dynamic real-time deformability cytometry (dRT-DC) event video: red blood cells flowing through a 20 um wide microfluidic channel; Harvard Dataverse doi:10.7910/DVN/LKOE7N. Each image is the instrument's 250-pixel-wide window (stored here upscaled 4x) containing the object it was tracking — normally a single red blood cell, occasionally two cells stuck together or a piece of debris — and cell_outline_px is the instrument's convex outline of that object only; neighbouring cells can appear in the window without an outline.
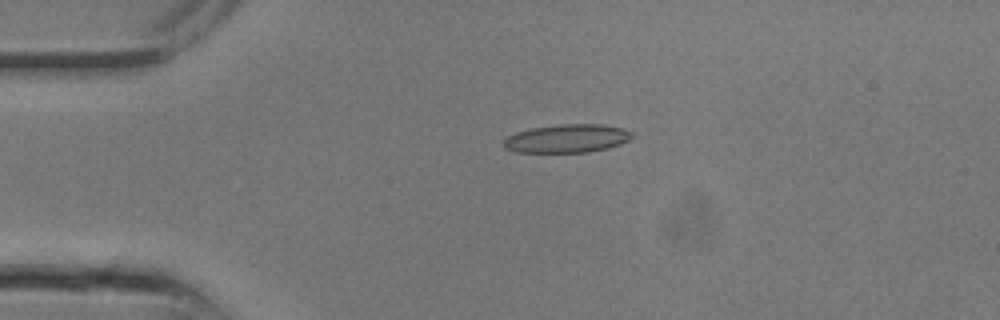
{"species": "common noctule bat (a hibernating species)", "species_latin": "Nyctalus noctula", "temperature_condition": "room temperature", "stored_images_in_passage": 25, "camera_frame_rate_fps": 3000, "um_per_image_px": 0.085, "animal": {"sex": "male", "body_mass_g": 13.3}, "frame": {"image": 1, "passage_image": 6, "time_ms": 1.667, "image_size_px": [1000, 320], "cell_outline_px": [[632, 136], [628, 140], [620, 144], [608, 148], [588, 152], [516, 152], [504, 148], [504, 140], [508, 136], [516, 132], [532, 128], [560, 124], [600, 124], [624, 128], [632, 132]], "centroid_in_image_um": [48.2, 11.77], "position_along_channel_um": 36.8, "area_um2": 21.15}}
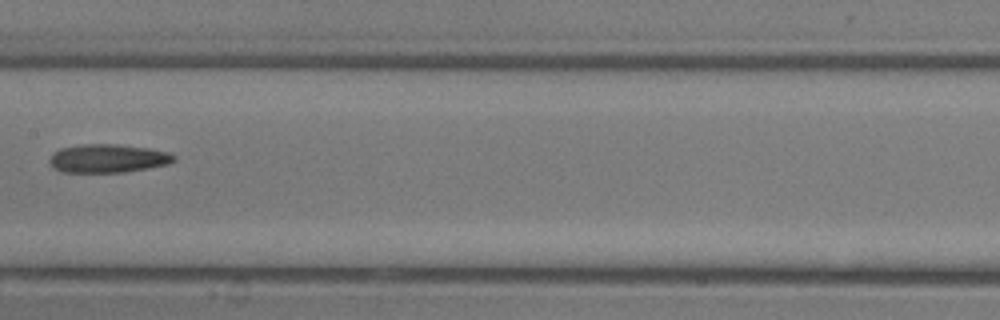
{"frame": {"image": 2, "passage_image": 13, "time_ms": 4.0, "image_size_px": [1000, 320], "cell_outline_px": [[176, 160], [168, 164], [148, 168], [124, 172], [60, 172], [52, 168], [48, 164], [48, 160], [52, 152], [60, 148], [84, 144], [116, 144], [148, 148], [168, 152], [176, 156]], "centroid_in_image_um": [9.12, 13.47], "position_along_channel_um": 198.3, "area_um2": 20.87}}
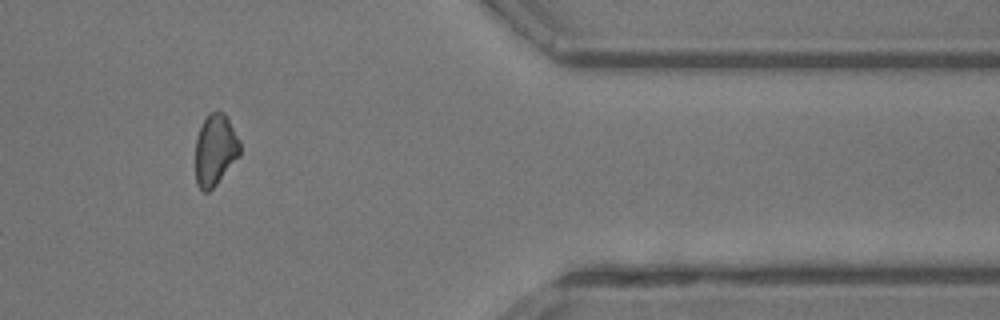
{"frame": {"image": 3, "passage_image": 21, "time_ms": 6.667, "image_size_px": [1000, 320], "cell_outline_px": [[240, 156], [216, 184], [208, 192], [204, 192], [196, 184], [196, 136], [208, 112], [224, 112], [228, 116], [240, 140]], "centroid_in_image_um": [18.31, 12.72], "position_along_channel_um": 393.1, "area_um2": 18.67}}